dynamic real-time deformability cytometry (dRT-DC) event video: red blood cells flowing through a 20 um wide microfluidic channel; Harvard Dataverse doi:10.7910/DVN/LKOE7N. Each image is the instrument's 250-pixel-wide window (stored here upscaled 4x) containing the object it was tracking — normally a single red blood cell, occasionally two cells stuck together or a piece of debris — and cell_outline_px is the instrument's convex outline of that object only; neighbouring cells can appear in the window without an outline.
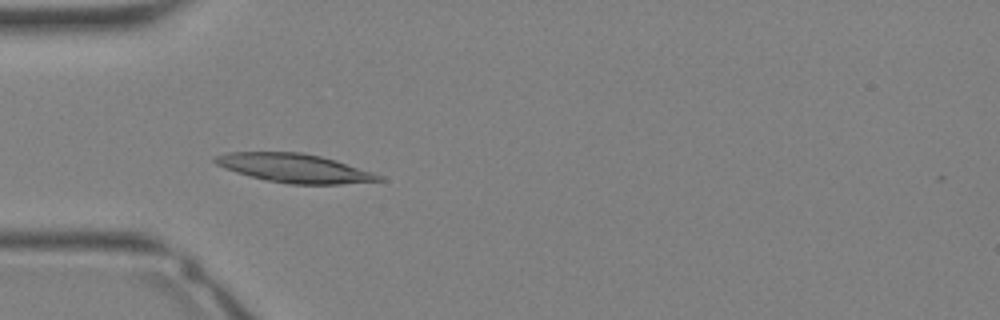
{"species": "Egyptian fruit bat (a non-hibernating species)", "species_latin": "Rousettus aegyptiacus", "temperature_condition": "warm", "stored_images_in_passage": 34, "camera_frame_rate_fps": 3000, "um_per_image_px": 0.085, "animal": {"sex": "female"}, "frame": {"image": 1, "passage_image": 10, "time_ms": 3.0, "image_size_px": [1000, 320], "cell_outline_px": [[384, 180], [340, 184], [292, 184], [268, 180], [236, 172], [224, 168], [216, 164], [212, 160], [212, 156], [224, 152], [300, 152], [320, 156], [336, 160], [384, 176]], "centroid_in_image_um": [24.99, 14.28], "position_along_channel_um": 60.0, "area_um2": 27.34}}
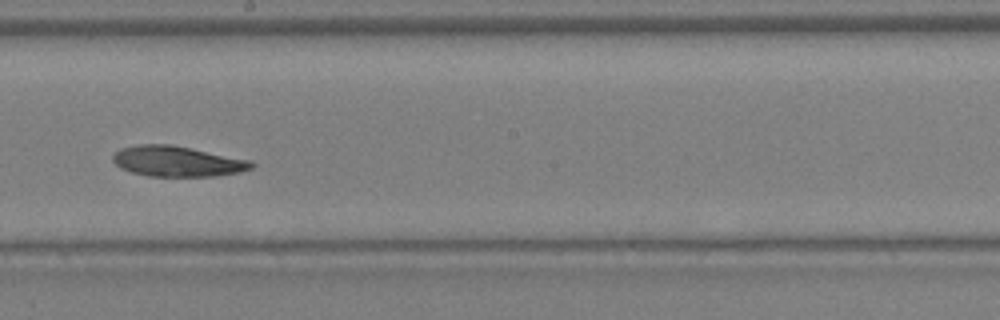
{"frame": {"image": 2, "passage_image": 19, "time_ms": 6.0, "image_size_px": [1000, 320], "cell_outline_px": [[256, 164], [252, 168], [240, 172], [216, 176], [148, 176], [132, 172], [120, 168], [112, 160], [112, 156], [120, 148], [140, 144], [172, 144], [252, 160]], "centroid_in_image_um": [15.09, 13.71], "position_along_channel_um": 233.1, "area_um2": 24.8}}
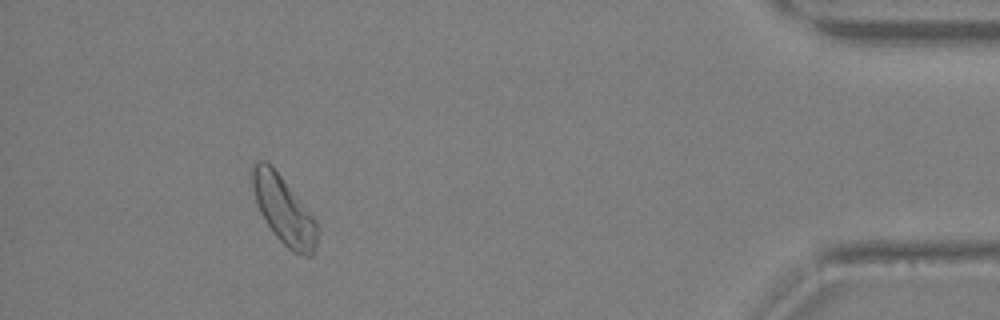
{"frame": {"image": 3, "passage_image": 31, "time_ms": 10.0, "image_size_px": [1000, 320], "cell_outline_px": [[316, 244], [312, 256], [308, 256], [292, 252], [272, 232], [260, 212], [252, 188], [252, 164], [256, 160], [264, 160], [280, 176], [300, 200], [316, 220]], "centroid_in_image_um": [24.09, 17.87], "position_along_channel_um": 411.1, "area_um2": 24.97}}